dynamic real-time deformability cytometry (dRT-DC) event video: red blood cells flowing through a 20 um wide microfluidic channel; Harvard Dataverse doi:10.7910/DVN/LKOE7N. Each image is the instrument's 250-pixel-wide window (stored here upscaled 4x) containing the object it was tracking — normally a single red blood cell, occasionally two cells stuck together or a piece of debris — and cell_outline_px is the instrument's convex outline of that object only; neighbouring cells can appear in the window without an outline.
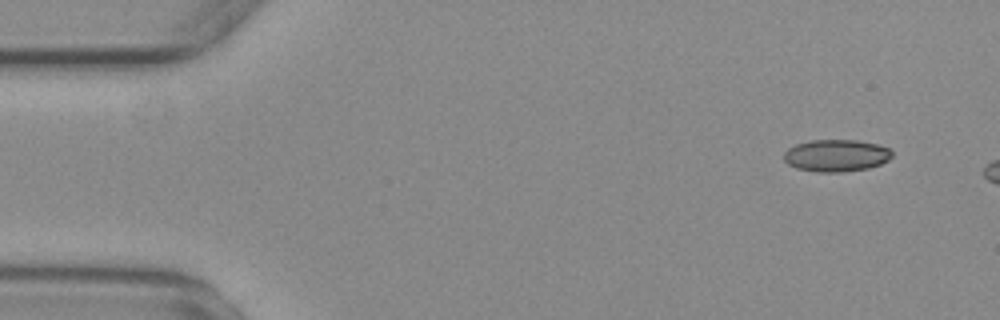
{"species": "common noctule bat (a hibernating species)", "species_latin": "Nyctalus noctula", "temperature_condition": "warm", "stored_images_in_passage": 9, "camera_frame_rate_fps": 3000, "um_per_image_px": 0.085, "animal": {"sex": "female", "body_mass_g": 29.2, "forearm_length_mm": 56.3}, "frame": {"image": 1, "passage_image": 4, "time_ms": 1.0, "image_size_px": [1000, 320], "cell_outline_px": [[892, 156], [888, 160], [880, 164], [868, 168], [840, 172], [816, 172], [796, 168], [788, 164], [784, 160], [784, 152], [788, 148], [796, 144], [812, 140], [856, 140], [880, 144], [888, 148], [892, 152]], "centroid_in_image_um": [71.07, 13.22], "position_along_channel_um": 13.9, "area_um2": 20.29}}